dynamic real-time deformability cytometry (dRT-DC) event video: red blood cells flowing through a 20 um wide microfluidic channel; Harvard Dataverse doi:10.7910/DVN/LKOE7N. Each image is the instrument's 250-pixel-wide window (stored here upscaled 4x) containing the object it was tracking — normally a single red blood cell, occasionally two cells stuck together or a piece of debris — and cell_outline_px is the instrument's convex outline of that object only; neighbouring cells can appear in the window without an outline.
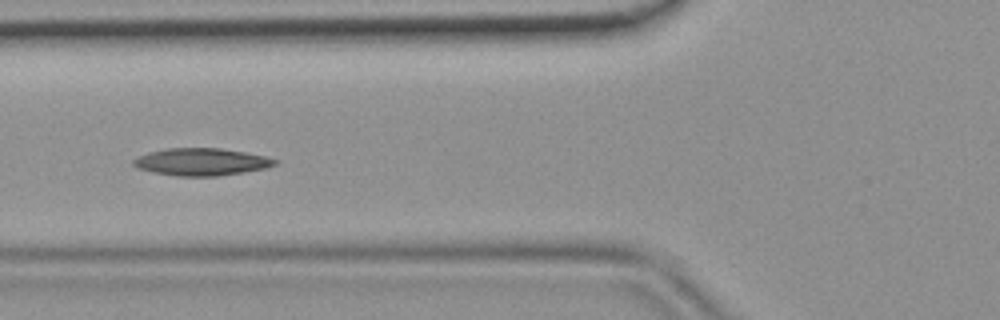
{"species": "common noctule bat (a hibernating species)", "species_latin": "Nyctalus noctula", "temperature_condition": "room temperature", "stored_images_in_passage": 5, "camera_frame_rate_fps": 3000, "um_per_image_px": 0.085, "animal": {"sex": "female", "body_mass_g": 19.9}, "frame": {"image": 1, "passage_image": 5, "time_ms": 1.333, "image_size_px": [1000, 320], "cell_outline_px": [[280, 160], [276, 164], [264, 168], [244, 172], [220, 176], [176, 176], [152, 172], [136, 168], [132, 164], [132, 160], [148, 152], [168, 148], [220, 148], [244, 152], [264, 156]], "centroid_in_image_um": [17.09, 13.76], "position_along_channel_um": 108.7, "area_um2": 22.54}}